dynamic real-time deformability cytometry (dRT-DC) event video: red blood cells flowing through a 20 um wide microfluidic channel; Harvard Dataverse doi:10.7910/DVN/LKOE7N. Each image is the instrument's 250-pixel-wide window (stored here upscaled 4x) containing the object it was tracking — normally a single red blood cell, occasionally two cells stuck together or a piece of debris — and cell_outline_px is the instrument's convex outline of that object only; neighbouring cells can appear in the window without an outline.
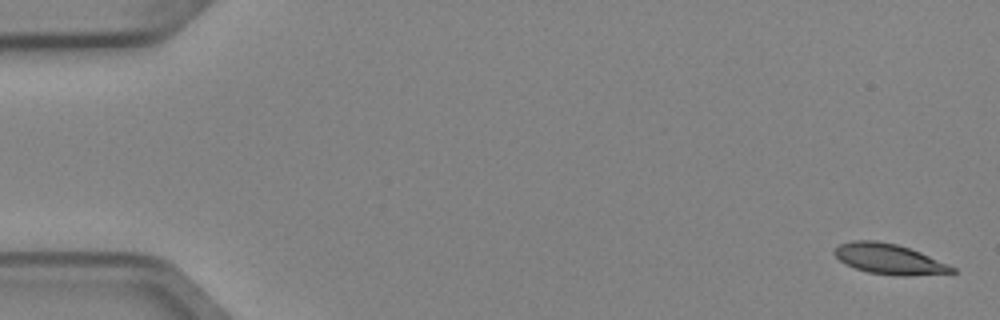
{"species": "Egyptian fruit bat (a non-hibernating species)", "species_latin": "Rousettus aegyptiacus", "temperature_condition": "cold", "stored_images_in_passage": 5, "camera_frame_rate_fps": 3000, "um_per_image_px": 0.085, "animal": {"sex": "female"}, "frame": {"image": 1, "passage_image": 1, "time_ms": 0.0, "image_size_px": [1000, 320], "cell_outline_px": [[956, 272], [908, 276], [900, 276], [868, 272], [856, 268], [840, 260], [832, 252], [840, 244], [852, 240], [876, 240], [896, 244], [920, 252], [948, 264], [956, 268]], "centroid_in_image_um": [75.58, 22.01], "position_along_channel_um": 9.4, "area_um2": 20.58}}